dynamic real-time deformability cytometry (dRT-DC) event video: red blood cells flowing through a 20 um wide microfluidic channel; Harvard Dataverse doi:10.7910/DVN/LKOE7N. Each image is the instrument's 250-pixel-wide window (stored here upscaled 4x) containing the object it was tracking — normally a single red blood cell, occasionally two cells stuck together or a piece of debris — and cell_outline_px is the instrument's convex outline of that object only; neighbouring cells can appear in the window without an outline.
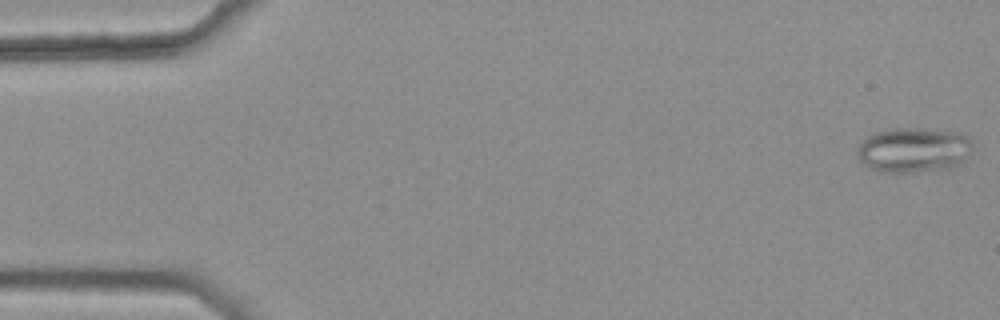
{"species": "common noctule bat (a hibernating species)", "species_latin": "Nyctalus noctula", "temperature_condition": "warm", "stored_images_in_passage": 46, "camera_frame_rate_fps": 3000, "um_per_image_px": 0.085, "animal": {"sex": "female", "body_mass_g": 25.1}, "frame": {"image": 1, "passage_image": 1, "time_ms": 0.0, "image_size_px": [1000, 320], "cell_outline_px": [[972, 152], [964, 164], [952, 168], [912, 172], [880, 172], [868, 168], [856, 156], [856, 148], [868, 136], [876, 132], [892, 128], [924, 128], [964, 132], [972, 140]], "centroid_in_image_um": [77.72, 12.74], "position_along_channel_um": 7.3, "area_um2": 31.1}}
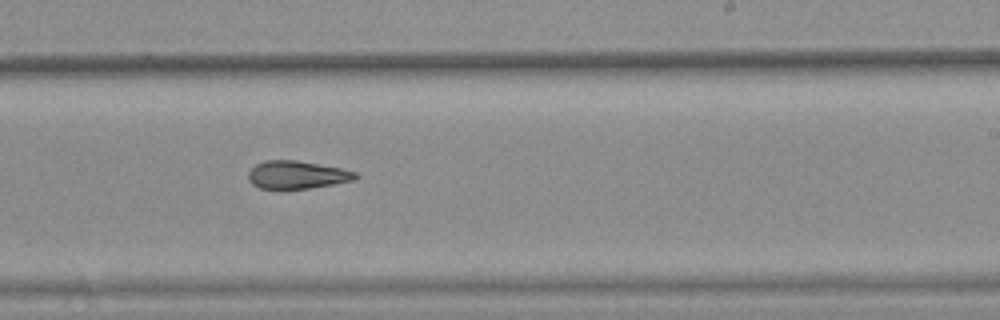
{"frame": {"image": 2, "passage_image": 32, "time_ms": 10.333, "image_size_px": [1000, 320], "cell_outline_px": [[360, 176], [352, 180], [332, 184], [308, 188], [260, 188], [252, 184], [248, 180], [248, 172], [256, 164], [264, 160], [296, 160], [340, 168], [356, 172]], "centroid_in_image_um": [25.21, 14.85], "position_along_channel_um": 263.8, "area_um2": 17.17}}
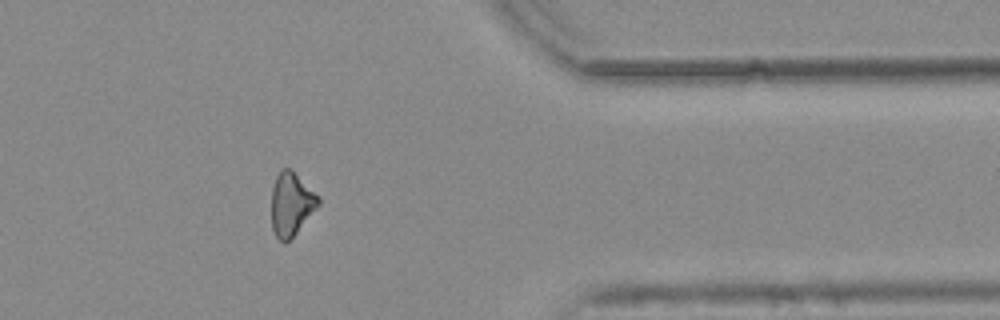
{"frame": {"image": 3, "passage_image": 43, "time_ms": 14.0, "image_size_px": [1000, 320], "cell_outline_px": [[320, 204], [296, 232], [284, 244], [276, 236], [272, 228], [272, 188], [276, 176], [280, 168], [292, 168], [320, 196]], "centroid_in_image_um": [24.77, 17.28], "position_along_channel_um": 386.6, "area_um2": 17.4}, "authors_computed_cell_mechanics": {"area_um2": 18.5827, "velocity_mm_per_s": 3.8259, "shape_relaxation_time_tau1_ms": null, "shape_relaxation_time_tau2_ms": 5.8221, "deformation_change_tau1": null, "deformation_change_tau2": 0.1506}}